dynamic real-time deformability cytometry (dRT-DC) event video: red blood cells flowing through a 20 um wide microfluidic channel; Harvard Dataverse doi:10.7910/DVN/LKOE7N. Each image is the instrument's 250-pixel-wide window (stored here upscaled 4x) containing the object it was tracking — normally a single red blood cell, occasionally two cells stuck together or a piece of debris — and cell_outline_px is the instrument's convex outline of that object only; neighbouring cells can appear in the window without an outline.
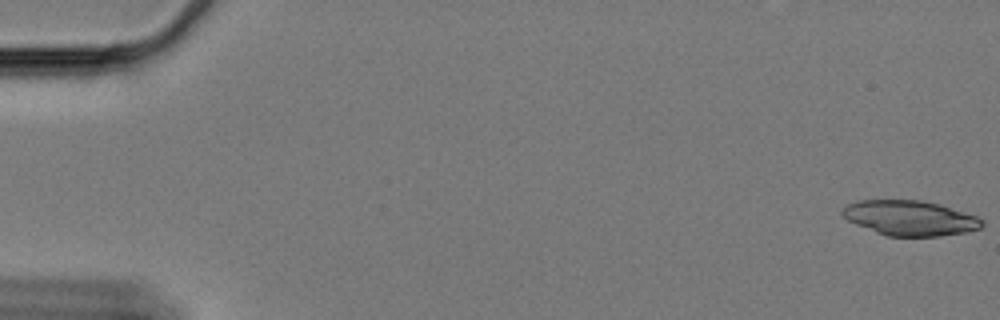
{"species": "Egyptian fruit bat (a non-hibernating species)", "species_latin": "Rousettus aegyptiacus", "temperature_condition": "cold", "stored_images_in_passage": 60, "camera_frame_rate_fps": 3000, "um_per_image_px": 0.085, "animal": {"sex": "female"}, "frame": {"image": 1, "passage_image": 1, "time_ms": 0.0, "image_size_px": [1000, 320], "cell_outline_px": [[984, 224], [980, 228], [964, 232], [940, 236], [888, 236], [876, 232], [856, 224], [848, 220], [840, 212], [848, 204], [860, 200], [920, 200], [940, 204], [976, 216], [984, 220]], "centroid_in_image_um": [77.36, 18.53], "position_along_channel_um": 7.6, "area_um2": 28.26}}
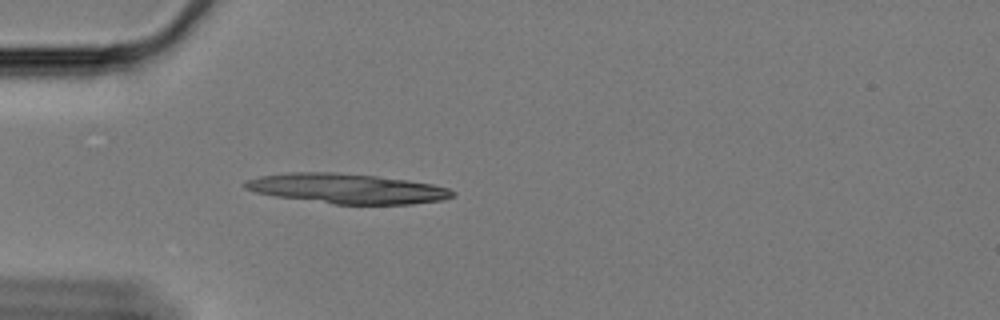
{"frame": {"image": 2, "passage_image": 18, "time_ms": 5.667, "image_size_px": [1000, 320], "cell_outline_px": [[456, 196], [440, 200], [412, 204], [332, 204], [276, 196], [256, 192], [244, 188], [244, 184], [248, 180], [260, 176], [292, 172], [336, 172], [376, 176], [408, 180], [432, 184], [448, 188], [456, 192]], "centroid_in_image_um": [29.53, 16.03], "position_along_channel_um": 55.5, "area_um2": 36.01}}